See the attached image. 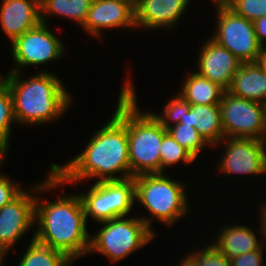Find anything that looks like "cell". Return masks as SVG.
Wrapping results in <instances>:
<instances>
[{"label": "cell", "instance_id": "15", "mask_svg": "<svg viewBox=\"0 0 266 266\" xmlns=\"http://www.w3.org/2000/svg\"><path fill=\"white\" fill-rule=\"evenodd\" d=\"M40 22V0H2L0 23L11 43Z\"/></svg>", "mask_w": 266, "mask_h": 266}, {"label": "cell", "instance_id": "38", "mask_svg": "<svg viewBox=\"0 0 266 266\" xmlns=\"http://www.w3.org/2000/svg\"><path fill=\"white\" fill-rule=\"evenodd\" d=\"M262 230H260L261 234H263L262 236L264 237L263 239L266 240V227H261ZM266 242V241H265Z\"/></svg>", "mask_w": 266, "mask_h": 266}, {"label": "cell", "instance_id": "10", "mask_svg": "<svg viewBox=\"0 0 266 266\" xmlns=\"http://www.w3.org/2000/svg\"><path fill=\"white\" fill-rule=\"evenodd\" d=\"M164 121L192 125L208 145L217 146L224 143L225 137L219 105H191L179 95L174 96L164 107Z\"/></svg>", "mask_w": 266, "mask_h": 266}, {"label": "cell", "instance_id": "11", "mask_svg": "<svg viewBox=\"0 0 266 266\" xmlns=\"http://www.w3.org/2000/svg\"><path fill=\"white\" fill-rule=\"evenodd\" d=\"M48 23L40 22L36 27L17 37L12 44L15 68L10 72H20L25 66H38L61 58L64 46L48 28ZM20 68V69H18Z\"/></svg>", "mask_w": 266, "mask_h": 266}, {"label": "cell", "instance_id": "13", "mask_svg": "<svg viewBox=\"0 0 266 266\" xmlns=\"http://www.w3.org/2000/svg\"><path fill=\"white\" fill-rule=\"evenodd\" d=\"M82 27L95 38L106 28H136L135 7L126 0H93Z\"/></svg>", "mask_w": 266, "mask_h": 266}, {"label": "cell", "instance_id": "7", "mask_svg": "<svg viewBox=\"0 0 266 266\" xmlns=\"http://www.w3.org/2000/svg\"><path fill=\"white\" fill-rule=\"evenodd\" d=\"M46 178L40 185L38 183V186H34V189L30 188V191L24 190L12 202L0 209V241L8 250L37 223L34 221L36 199L34 194L36 191V194H39L43 190L48 191V189L56 188L63 184V181L52 169Z\"/></svg>", "mask_w": 266, "mask_h": 266}, {"label": "cell", "instance_id": "16", "mask_svg": "<svg viewBox=\"0 0 266 266\" xmlns=\"http://www.w3.org/2000/svg\"><path fill=\"white\" fill-rule=\"evenodd\" d=\"M190 0H142L136 7V26L146 29L173 28Z\"/></svg>", "mask_w": 266, "mask_h": 266}, {"label": "cell", "instance_id": "12", "mask_svg": "<svg viewBox=\"0 0 266 266\" xmlns=\"http://www.w3.org/2000/svg\"><path fill=\"white\" fill-rule=\"evenodd\" d=\"M226 150L219 169L228 175L266 174L264 140L242 137H224Z\"/></svg>", "mask_w": 266, "mask_h": 266}, {"label": "cell", "instance_id": "14", "mask_svg": "<svg viewBox=\"0 0 266 266\" xmlns=\"http://www.w3.org/2000/svg\"><path fill=\"white\" fill-rule=\"evenodd\" d=\"M198 56L197 73L227 91L242 62L212 38L207 39Z\"/></svg>", "mask_w": 266, "mask_h": 266}, {"label": "cell", "instance_id": "23", "mask_svg": "<svg viewBox=\"0 0 266 266\" xmlns=\"http://www.w3.org/2000/svg\"><path fill=\"white\" fill-rule=\"evenodd\" d=\"M134 177L109 181L111 219L126 217L135 203Z\"/></svg>", "mask_w": 266, "mask_h": 266}, {"label": "cell", "instance_id": "8", "mask_svg": "<svg viewBox=\"0 0 266 266\" xmlns=\"http://www.w3.org/2000/svg\"><path fill=\"white\" fill-rule=\"evenodd\" d=\"M217 8V31L211 38L227 48L242 63L256 62L262 47L255 33L253 21L241 17L222 1H214Z\"/></svg>", "mask_w": 266, "mask_h": 266}, {"label": "cell", "instance_id": "22", "mask_svg": "<svg viewBox=\"0 0 266 266\" xmlns=\"http://www.w3.org/2000/svg\"><path fill=\"white\" fill-rule=\"evenodd\" d=\"M73 262L63 252L39 243L33 236L18 266H72Z\"/></svg>", "mask_w": 266, "mask_h": 266}, {"label": "cell", "instance_id": "19", "mask_svg": "<svg viewBox=\"0 0 266 266\" xmlns=\"http://www.w3.org/2000/svg\"><path fill=\"white\" fill-rule=\"evenodd\" d=\"M183 83L178 95L191 105H219L226 91L197 72L189 74Z\"/></svg>", "mask_w": 266, "mask_h": 266}, {"label": "cell", "instance_id": "37", "mask_svg": "<svg viewBox=\"0 0 266 266\" xmlns=\"http://www.w3.org/2000/svg\"><path fill=\"white\" fill-rule=\"evenodd\" d=\"M131 3L134 7H136L142 0H126Z\"/></svg>", "mask_w": 266, "mask_h": 266}, {"label": "cell", "instance_id": "29", "mask_svg": "<svg viewBox=\"0 0 266 266\" xmlns=\"http://www.w3.org/2000/svg\"><path fill=\"white\" fill-rule=\"evenodd\" d=\"M9 180V178L2 173H0V209L12 202L15 198H17L24 190L22 186L19 184H15Z\"/></svg>", "mask_w": 266, "mask_h": 266}, {"label": "cell", "instance_id": "30", "mask_svg": "<svg viewBox=\"0 0 266 266\" xmlns=\"http://www.w3.org/2000/svg\"><path fill=\"white\" fill-rule=\"evenodd\" d=\"M263 249L254 250L230 260V266H264Z\"/></svg>", "mask_w": 266, "mask_h": 266}, {"label": "cell", "instance_id": "25", "mask_svg": "<svg viewBox=\"0 0 266 266\" xmlns=\"http://www.w3.org/2000/svg\"><path fill=\"white\" fill-rule=\"evenodd\" d=\"M16 124L13 100L7 81L0 77V143L9 148L12 123Z\"/></svg>", "mask_w": 266, "mask_h": 266}, {"label": "cell", "instance_id": "3", "mask_svg": "<svg viewBox=\"0 0 266 266\" xmlns=\"http://www.w3.org/2000/svg\"><path fill=\"white\" fill-rule=\"evenodd\" d=\"M9 86L16 124L40 125L57 120L72 103L62 81L48 71L23 79L19 72L4 78Z\"/></svg>", "mask_w": 266, "mask_h": 266}, {"label": "cell", "instance_id": "34", "mask_svg": "<svg viewBox=\"0 0 266 266\" xmlns=\"http://www.w3.org/2000/svg\"><path fill=\"white\" fill-rule=\"evenodd\" d=\"M9 250L4 246V244L0 241V266L2 265L3 259L6 256Z\"/></svg>", "mask_w": 266, "mask_h": 266}, {"label": "cell", "instance_id": "9", "mask_svg": "<svg viewBox=\"0 0 266 266\" xmlns=\"http://www.w3.org/2000/svg\"><path fill=\"white\" fill-rule=\"evenodd\" d=\"M219 107L225 137L266 138L264 104L225 91Z\"/></svg>", "mask_w": 266, "mask_h": 266}, {"label": "cell", "instance_id": "18", "mask_svg": "<svg viewBox=\"0 0 266 266\" xmlns=\"http://www.w3.org/2000/svg\"><path fill=\"white\" fill-rule=\"evenodd\" d=\"M255 234L245 225L225 226L217 235L218 239L213 245L230 261L238 255L260 250L262 247L264 249L265 242H260Z\"/></svg>", "mask_w": 266, "mask_h": 266}, {"label": "cell", "instance_id": "5", "mask_svg": "<svg viewBox=\"0 0 266 266\" xmlns=\"http://www.w3.org/2000/svg\"><path fill=\"white\" fill-rule=\"evenodd\" d=\"M135 199L152 217L170 227L188 212L184 183L172 180L164 173L134 177Z\"/></svg>", "mask_w": 266, "mask_h": 266}, {"label": "cell", "instance_id": "4", "mask_svg": "<svg viewBox=\"0 0 266 266\" xmlns=\"http://www.w3.org/2000/svg\"><path fill=\"white\" fill-rule=\"evenodd\" d=\"M127 82V136L130 172L132 177L143 174H161L160 145L167 133L161 116L152 112H141L136 92ZM133 87V88H132Z\"/></svg>", "mask_w": 266, "mask_h": 266}, {"label": "cell", "instance_id": "20", "mask_svg": "<svg viewBox=\"0 0 266 266\" xmlns=\"http://www.w3.org/2000/svg\"><path fill=\"white\" fill-rule=\"evenodd\" d=\"M93 0H40V19L46 23L48 15H59L83 25ZM46 15V16H45Z\"/></svg>", "mask_w": 266, "mask_h": 266}, {"label": "cell", "instance_id": "31", "mask_svg": "<svg viewBox=\"0 0 266 266\" xmlns=\"http://www.w3.org/2000/svg\"><path fill=\"white\" fill-rule=\"evenodd\" d=\"M255 33L262 48L265 46L266 39V15L254 22Z\"/></svg>", "mask_w": 266, "mask_h": 266}, {"label": "cell", "instance_id": "24", "mask_svg": "<svg viewBox=\"0 0 266 266\" xmlns=\"http://www.w3.org/2000/svg\"><path fill=\"white\" fill-rule=\"evenodd\" d=\"M164 122L167 132L174 140L197 159L203 147L208 144L198 133L197 129L192 127V125H184L178 122H173V125L170 124V121Z\"/></svg>", "mask_w": 266, "mask_h": 266}, {"label": "cell", "instance_id": "27", "mask_svg": "<svg viewBox=\"0 0 266 266\" xmlns=\"http://www.w3.org/2000/svg\"><path fill=\"white\" fill-rule=\"evenodd\" d=\"M237 15L255 21L266 15V0H222Z\"/></svg>", "mask_w": 266, "mask_h": 266}, {"label": "cell", "instance_id": "26", "mask_svg": "<svg viewBox=\"0 0 266 266\" xmlns=\"http://www.w3.org/2000/svg\"><path fill=\"white\" fill-rule=\"evenodd\" d=\"M159 151L161 173L165 172L163 170L166 166H174L176 163H181V161L187 165L196 160L185 148L180 146L168 132L162 138Z\"/></svg>", "mask_w": 266, "mask_h": 266}, {"label": "cell", "instance_id": "33", "mask_svg": "<svg viewBox=\"0 0 266 266\" xmlns=\"http://www.w3.org/2000/svg\"><path fill=\"white\" fill-rule=\"evenodd\" d=\"M186 258L179 264V266H197L196 260L193 258L191 253L189 255H185Z\"/></svg>", "mask_w": 266, "mask_h": 266}, {"label": "cell", "instance_id": "21", "mask_svg": "<svg viewBox=\"0 0 266 266\" xmlns=\"http://www.w3.org/2000/svg\"><path fill=\"white\" fill-rule=\"evenodd\" d=\"M86 193L79 194L86 220L94 218L97 222L111 220L109 202V181L95 182Z\"/></svg>", "mask_w": 266, "mask_h": 266}, {"label": "cell", "instance_id": "32", "mask_svg": "<svg viewBox=\"0 0 266 266\" xmlns=\"http://www.w3.org/2000/svg\"><path fill=\"white\" fill-rule=\"evenodd\" d=\"M256 62L266 72V47L261 49Z\"/></svg>", "mask_w": 266, "mask_h": 266}, {"label": "cell", "instance_id": "6", "mask_svg": "<svg viewBox=\"0 0 266 266\" xmlns=\"http://www.w3.org/2000/svg\"><path fill=\"white\" fill-rule=\"evenodd\" d=\"M150 218L119 217L99 222L103 224L90 237L88 253L99 252L117 262L146 245L154 236Z\"/></svg>", "mask_w": 266, "mask_h": 266}, {"label": "cell", "instance_id": "2", "mask_svg": "<svg viewBox=\"0 0 266 266\" xmlns=\"http://www.w3.org/2000/svg\"><path fill=\"white\" fill-rule=\"evenodd\" d=\"M34 221L38 228L33 235L39 243L63 252L72 261L88 254L91 235L78 193L52 202L41 201L36 195Z\"/></svg>", "mask_w": 266, "mask_h": 266}, {"label": "cell", "instance_id": "35", "mask_svg": "<svg viewBox=\"0 0 266 266\" xmlns=\"http://www.w3.org/2000/svg\"><path fill=\"white\" fill-rule=\"evenodd\" d=\"M264 206L263 207H261L262 208V211H260L261 212V227H266V203L265 204H263Z\"/></svg>", "mask_w": 266, "mask_h": 266}, {"label": "cell", "instance_id": "1", "mask_svg": "<svg viewBox=\"0 0 266 266\" xmlns=\"http://www.w3.org/2000/svg\"><path fill=\"white\" fill-rule=\"evenodd\" d=\"M110 120L91 136L83 152L64 165L50 168L64 184L97 177V182L131 178L127 136V82L123 83ZM121 172V177L115 176Z\"/></svg>", "mask_w": 266, "mask_h": 266}, {"label": "cell", "instance_id": "36", "mask_svg": "<svg viewBox=\"0 0 266 266\" xmlns=\"http://www.w3.org/2000/svg\"><path fill=\"white\" fill-rule=\"evenodd\" d=\"M7 151L8 149L0 143V164L5 159L4 157L6 156L5 154L7 153Z\"/></svg>", "mask_w": 266, "mask_h": 266}, {"label": "cell", "instance_id": "28", "mask_svg": "<svg viewBox=\"0 0 266 266\" xmlns=\"http://www.w3.org/2000/svg\"><path fill=\"white\" fill-rule=\"evenodd\" d=\"M197 266H230V261L214 245L208 244L200 252L191 254Z\"/></svg>", "mask_w": 266, "mask_h": 266}, {"label": "cell", "instance_id": "39", "mask_svg": "<svg viewBox=\"0 0 266 266\" xmlns=\"http://www.w3.org/2000/svg\"><path fill=\"white\" fill-rule=\"evenodd\" d=\"M264 151H265V168H266V138L264 139Z\"/></svg>", "mask_w": 266, "mask_h": 266}, {"label": "cell", "instance_id": "17", "mask_svg": "<svg viewBox=\"0 0 266 266\" xmlns=\"http://www.w3.org/2000/svg\"><path fill=\"white\" fill-rule=\"evenodd\" d=\"M227 92L239 98L265 104L266 72L257 62L242 63Z\"/></svg>", "mask_w": 266, "mask_h": 266}]
</instances>
